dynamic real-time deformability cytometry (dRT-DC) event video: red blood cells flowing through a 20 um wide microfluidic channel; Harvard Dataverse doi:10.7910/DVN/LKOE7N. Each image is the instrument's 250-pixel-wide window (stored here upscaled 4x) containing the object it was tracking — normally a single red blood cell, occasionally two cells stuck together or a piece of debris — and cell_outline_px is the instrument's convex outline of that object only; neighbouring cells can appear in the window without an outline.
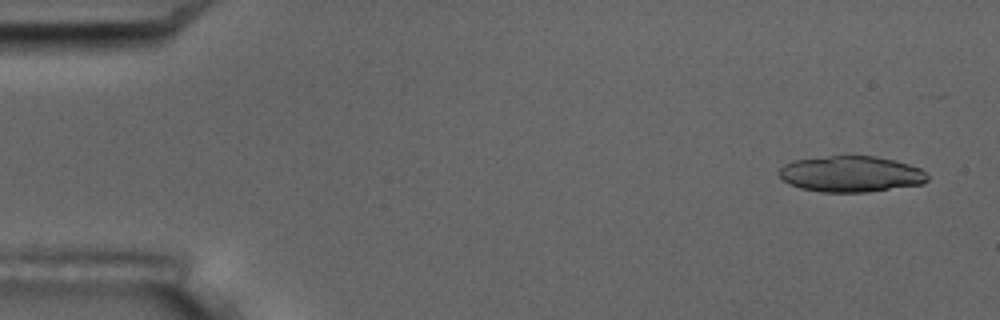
{"species": "common noctule bat (a hibernating species)", "species_latin": "Nyctalus noctula", "temperature_condition": "room temperature", "stored_images_in_passage": 5, "camera_frame_rate_fps": 3000, "um_per_image_px": 0.085, "animal": {"sex": "male", "body_mass_g": 17.5, "forearm_length_mm": 52.3}, "frame": {"image": 1, "passage_image": 1, "time_ms": 0.0, "image_size_px": [1000, 320], "cell_outline_px": [[928, 180], [924, 184], [868, 192], [824, 192], [800, 188], [788, 184], [780, 176], [780, 168], [784, 164], [796, 160], [828, 156], [876, 156], [908, 164], [920, 168], [928, 176]], "centroid_in_image_um": [72.35, 14.8], "position_along_channel_um": 12.7, "area_um2": 31.04}}